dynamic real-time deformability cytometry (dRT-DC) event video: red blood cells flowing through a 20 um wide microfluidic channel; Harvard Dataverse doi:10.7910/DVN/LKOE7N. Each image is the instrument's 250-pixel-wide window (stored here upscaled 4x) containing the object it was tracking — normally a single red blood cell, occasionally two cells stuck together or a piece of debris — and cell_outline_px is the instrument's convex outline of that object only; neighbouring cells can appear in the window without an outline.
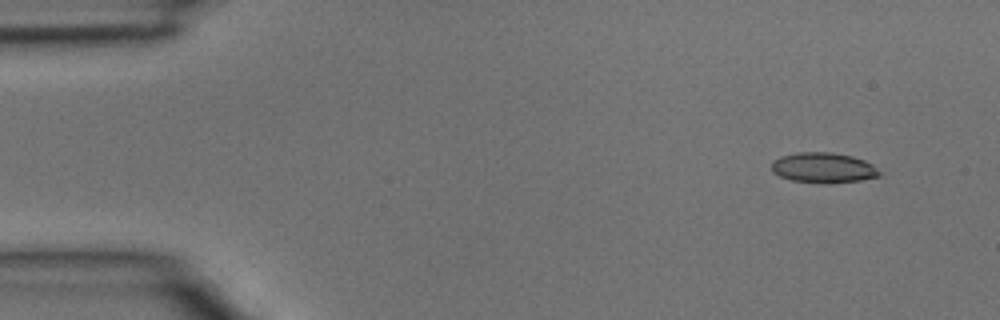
{"species": "common noctule bat (a hibernating species)", "species_latin": "Nyctalus noctula", "temperature_condition": "room temperature", "stored_images_in_passage": 4, "camera_frame_rate_fps": 3000, "um_per_image_px": 0.085, "animal": {"sex": "male", "body_mass_g": 15.6}, "frame": {"image": 1, "passage_image": 1, "time_ms": 0.0, "image_size_px": [1000, 320], "cell_outline_px": [[880, 176], [860, 180], [792, 180], [780, 176], [772, 172], [772, 160], [780, 156], [800, 152], [832, 152], [852, 156], [864, 160], [872, 164], [880, 172]], "centroid_in_image_um": [69.96, 14.19], "position_along_channel_um": 15.0, "area_um2": 18.09}}
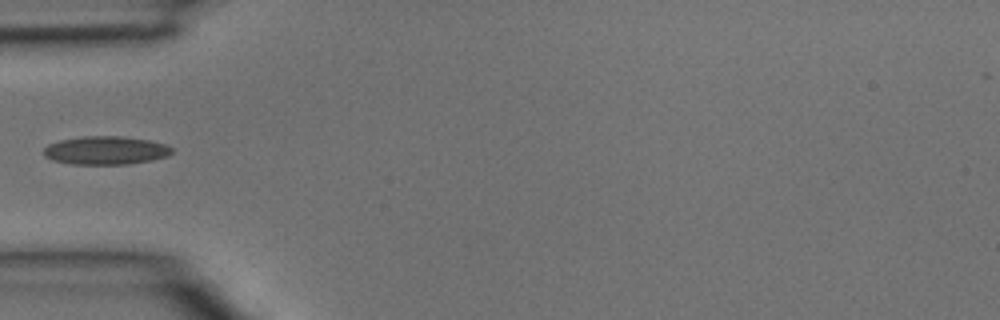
{"frame": {"image": 2, "passage_image": 4, "time_ms": 1.0, "image_size_px": [1000, 320], "cell_outline_px": [[172, 152], [168, 156], [152, 160], [128, 164], [72, 164], [52, 160], [44, 156], [44, 148], [48, 144], [60, 140], [84, 136], [124, 136], [148, 140], [164, 144], [172, 148]], "centroid_in_image_um": [8.97, 12.78], "position_along_channel_um": 76.0, "area_um2": 21.15}}